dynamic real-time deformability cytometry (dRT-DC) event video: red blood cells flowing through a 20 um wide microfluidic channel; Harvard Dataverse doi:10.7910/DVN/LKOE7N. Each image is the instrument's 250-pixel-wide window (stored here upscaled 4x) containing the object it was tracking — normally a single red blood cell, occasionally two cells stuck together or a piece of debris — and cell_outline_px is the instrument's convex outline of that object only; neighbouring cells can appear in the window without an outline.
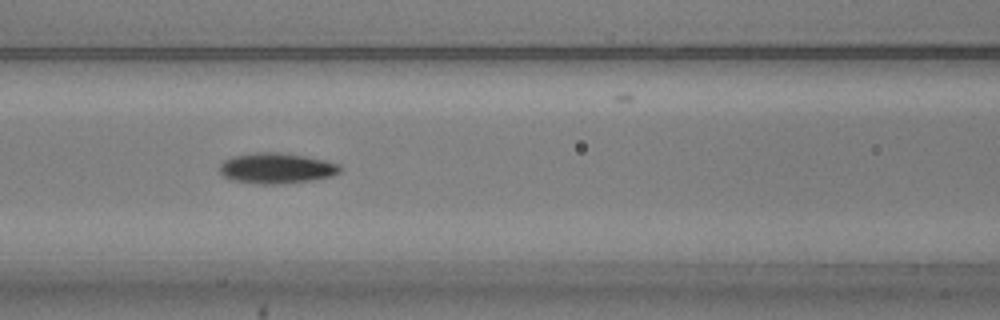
{"species": "common noctule bat (a hibernating species)", "species_latin": "Nyctalus noctula", "temperature_condition": "warm", "stored_images_in_passage": 49, "camera_frame_rate_fps": 3000, "um_per_image_px": 0.085, "animal": {"sex": "male", "body_mass_g": 20.5, "forearm_length_mm": 52.5}, "frame": {"image": 1, "passage_image": 18, "time_ms": 5.667, "image_size_px": [1000, 320], "cell_outline_px": [[340, 172], [332, 176], [312, 180], [276, 184], [256, 184], [232, 180], [224, 176], [220, 172], [220, 164], [224, 160], [232, 156], [252, 152], [280, 152], [304, 156], [324, 160], [340, 164]], "centroid_in_image_um": [23.48, 14.29], "position_along_channel_um": 143.1, "area_um2": 21.5}}
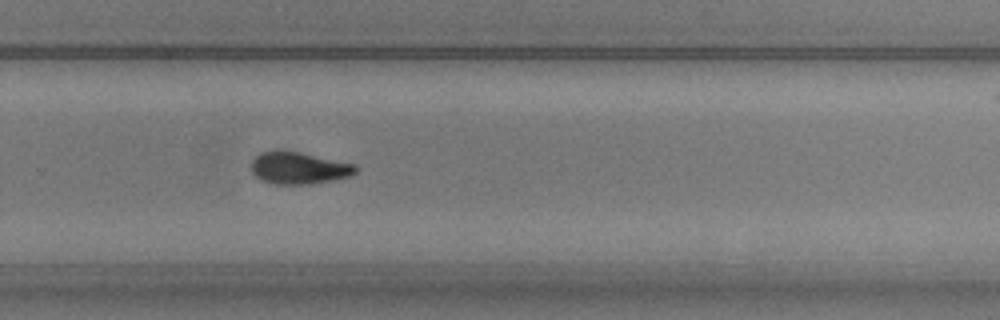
{"frame": {"image": 2, "passage_image": 31, "time_ms": 10.0, "image_size_px": [1000, 320], "cell_outline_px": [[360, 168], [356, 172], [348, 176], [332, 180], [308, 184], [276, 184], [260, 180], [252, 172], [252, 160], [260, 152], [276, 148], [280, 148], [300, 152], [356, 164]], "centroid_in_image_um": [25.38, 14.25], "position_along_channel_um": 304.4, "area_um2": 19.83}}
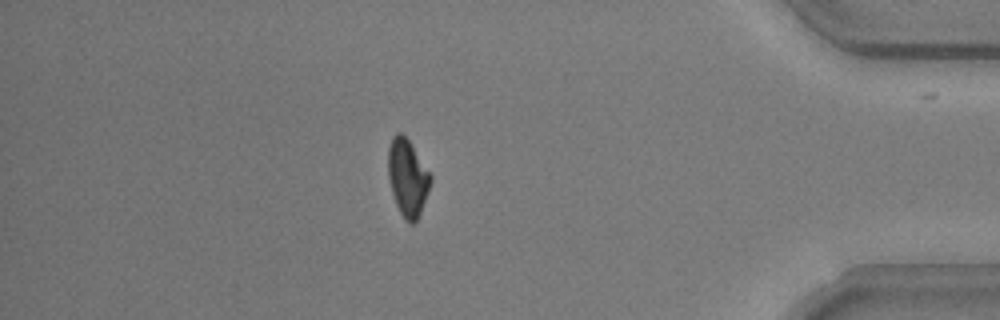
{"frame": {"image": 3, "passage_image": 42, "time_ms": 13.667, "image_size_px": [1000, 320], "cell_outline_px": [[432, 180], [420, 212], [416, 220], [412, 224], [408, 224], [404, 220], [396, 204], [388, 180], [388, 148], [392, 136], [396, 132], [400, 132], [408, 140], [432, 176]], "centroid_in_image_um": [34.62, 15.1], "position_along_channel_um": 400.6, "area_um2": 18.84}, "authors_computed_cell_mechanics": {"area_um2": 19.652, "velocity_mm_per_s": 3.7323, "shape_relaxation_time_tau1_ms": 2.1289, "shape_relaxation_time_tau2_ms": 3.7691, "deformation_change_tau1": 0.1367, "deformation_change_tau2": 0.0894}}